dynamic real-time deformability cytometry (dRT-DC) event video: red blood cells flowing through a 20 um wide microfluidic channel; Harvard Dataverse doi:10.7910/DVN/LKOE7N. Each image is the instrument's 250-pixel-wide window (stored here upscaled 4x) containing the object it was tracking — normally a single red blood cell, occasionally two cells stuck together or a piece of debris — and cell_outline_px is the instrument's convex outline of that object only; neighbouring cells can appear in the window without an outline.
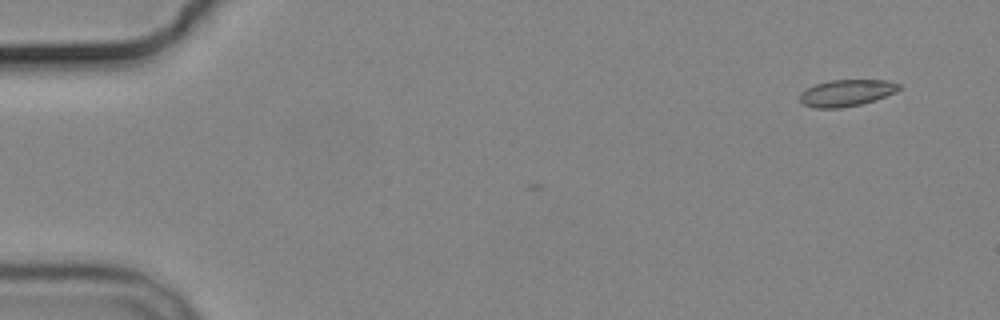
{"species": "common noctule bat (a hibernating species)", "species_latin": "Nyctalus noctula", "temperature_condition": "cold", "stored_images_in_passage": 5, "camera_frame_rate_fps": 3000, "um_per_image_px": 0.085, "animal": {"sex": "male", "body_mass_g": 19.2, "forearm_length_mm": 51.8}, "frame": {"image": 1, "passage_image": 1, "time_ms": 0.0, "image_size_px": [1000, 320], "cell_outline_px": [[900, 88], [896, 92], [876, 100], [860, 104], [840, 108], [812, 108], [804, 104], [800, 100], [800, 92], [816, 84], [832, 80], [888, 80], [900, 84]], "centroid_in_image_um": [71.97, 7.9], "position_along_channel_um": 13.0, "area_um2": 15.37}}
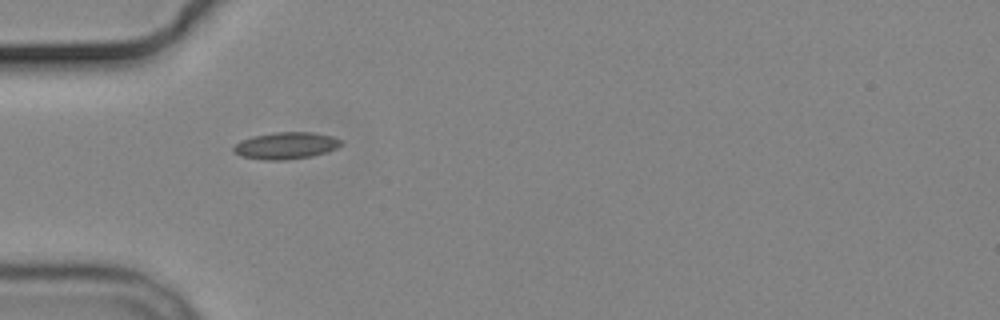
{"frame": {"image": 2, "passage_image": 4, "time_ms": 4.667, "image_size_px": [1000, 320], "cell_outline_px": [[344, 144], [328, 152], [312, 156], [284, 160], [264, 160], [240, 156], [232, 152], [232, 148], [240, 140], [252, 136], [272, 132], [312, 132], [332, 136], [344, 140]], "centroid_in_image_um": [24.31, 12.37], "position_along_channel_um": 60.7, "area_um2": 17.17}}
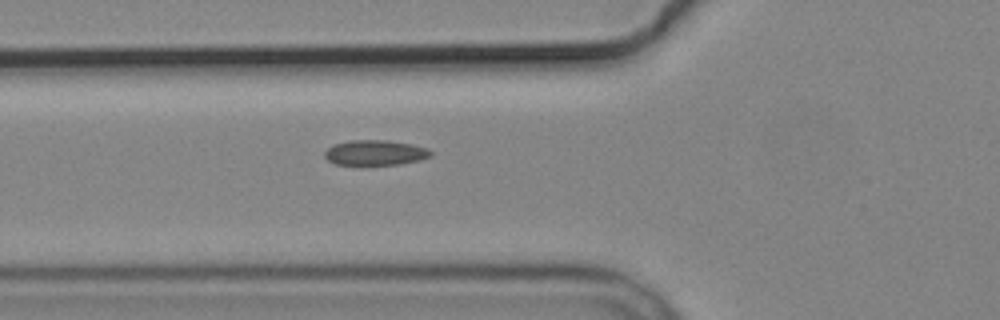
{"frame": {"image": 3, "passage_image": 5, "time_ms": 5.667, "image_size_px": [1000, 320], "cell_outline_px": [[432, 156], [420, 160], [400, 164], [336, 164], [328, 160], [324, 156], [324, 152], [332, 144], [348, 140], [384, 140], [412, 144], [428, 148], [432, 152]], "centroid_in_image_um": [31.9, 12.96], "position_along_channel_um": 93.9, "area_um2": 15.55}}